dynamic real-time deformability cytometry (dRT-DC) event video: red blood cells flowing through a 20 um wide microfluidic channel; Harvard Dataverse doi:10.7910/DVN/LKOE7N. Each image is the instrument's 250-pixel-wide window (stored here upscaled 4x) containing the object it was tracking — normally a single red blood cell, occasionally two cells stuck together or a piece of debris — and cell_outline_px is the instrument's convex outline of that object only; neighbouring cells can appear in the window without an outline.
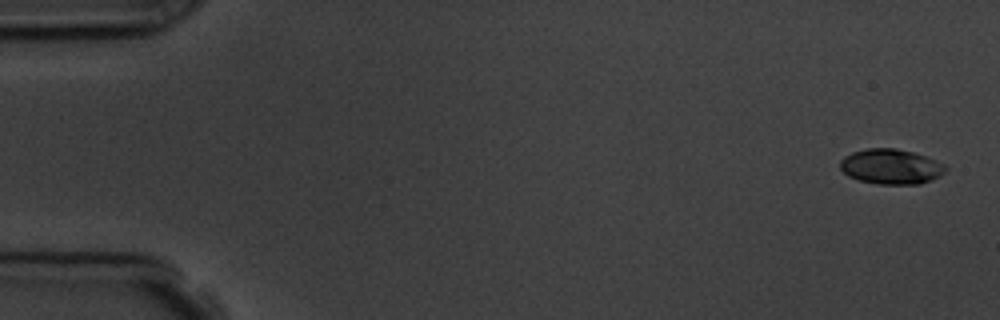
{"species": "common noctule bat (a hibernating species)", "species_latin": "Nyctalus noctula", "temperature_condition": "room temperature", "stored_images_in_passage": 5, "camera_frame_rate_fps": 3000, "um_per_image_px": 0.085, "animal": {"sex": "male", "body_mass_g": 19.5, "forearm_length_mm": 54.6}, "frame": {"image": 1, "passage_image": 1, "time_ms": 0.0, "image_size_px": [1000, 320], "cell_outline_px": [[948, 168], [940, 176], [920, 184], [876, 184], [860, 180], [848, 176], [840, 168], [840, 160], [844, 156], [852, 152], [868, 148], [896, 148], [912, 152], [924, 156], [944, 164]], "centroid_in_image_um": [75.72, 14.16], "position_along_channel_um": 9.3, "area_um2": 21.5}}
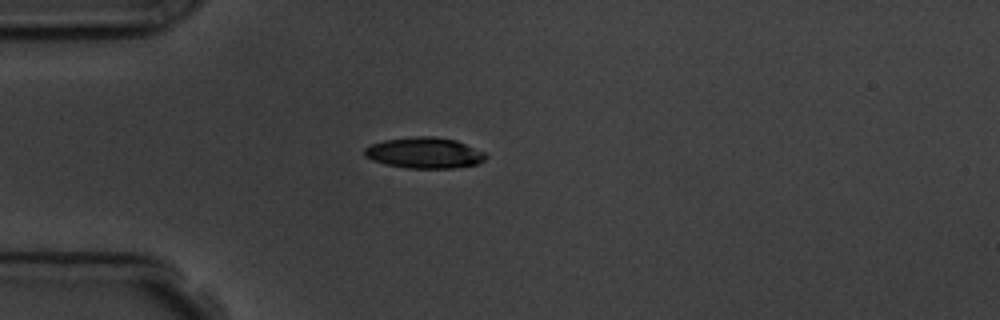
{"frame": {"image": 2, "passage_image": 4, "time_ms": 4.333, "image_size_px": [1000, 320], "cell_outline_px": [[488, 156], [484, 160], [476, 164], [452, 168], [408, 168], [384, 164], [372, 160], [364, 156], [364, 148], [372, 144], [384, 140], [416, 136], [432, 136], [456, 140], [484, 152]], "centroid_in_image_um": [36.05, 12.99], "position_along_channel_um": 48.9, "area_um2": 21.79}}